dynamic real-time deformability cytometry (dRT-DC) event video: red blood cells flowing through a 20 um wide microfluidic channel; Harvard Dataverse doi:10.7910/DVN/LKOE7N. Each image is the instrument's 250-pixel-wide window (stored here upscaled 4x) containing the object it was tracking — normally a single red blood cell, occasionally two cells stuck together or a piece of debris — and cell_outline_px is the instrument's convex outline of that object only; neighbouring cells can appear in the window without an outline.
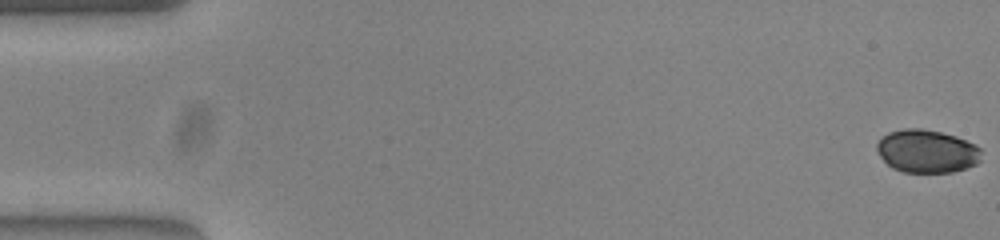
{"species": "common noctule bat (a hibernating species)", "species_latin": "Nyctalus noctula", "temperature_condition": "warm", "stored_images_in_passage": 53, "camera_frame_rate_fps": 3000, "um_per_image_px": 0.085, "animal": {"sex": "female", "body_mass_g": 23.0, "forearm_length_mm": 53.4}, "frame": {"image": 1, "passage_image": 1, "time_ms": 0.0, "image_size_px": [1000, 240], "cell_outline_px": [[980, 160], [976, 164], [952, 172], [904, 172], [892, 168], [880, 156], [876, 148], [876, 144], [880, 136], [888, 132], [904, 128], [920, 128], [940, 132], [956, 136], [976, 144], [980, 148]], "centroid_in_image_um": [78.75, 12.84], "position_along_channel_um": 6.2, "area_um2": 26.3}}
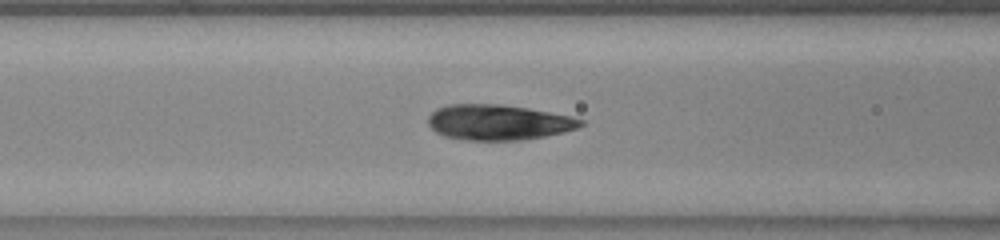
{"frame": {"image": 2, "passage_image": 22, "time_ms": 7.0, "image_size_px": [1000, 240], "cell_outline_px": [[584, 124], [576, 128], [564, 132], [544, 136], [520, 140], [464, 140], [444, 136], [436, 132], [428, 124], [428, 116], [436, 108], [448, 104], [500, 104], [528, 108], [572, 116], [584, 120]], "centroid_in_image_um": [42.35, 10.39], "position_along_channel_um": 124.3, "area_um2": 31.56}}
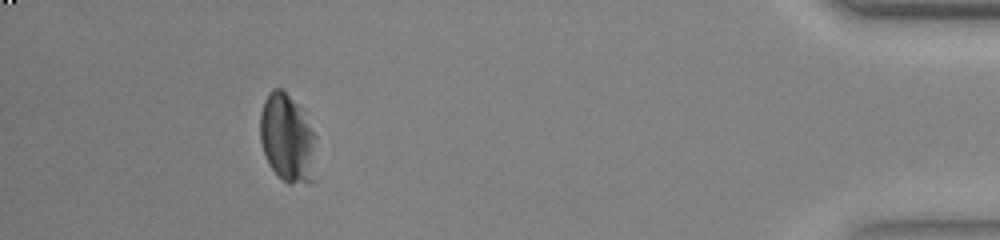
{"frame": {"image": 3, "passage_image": 49, "time_ms": 16.0, "image_size_px": [1000, 240], "cell_outline_px": [[316, 136], [312, 184], [288, 184], [268, 164], [260, 140], [260, 112], [264, 100], [268, 92], [272, 88], [280, 88], [296, 104]], "centroid_in_image_um": [24.4, 11.78], "position_along_channel_um": 410.8, "area_um2": 28.5}}